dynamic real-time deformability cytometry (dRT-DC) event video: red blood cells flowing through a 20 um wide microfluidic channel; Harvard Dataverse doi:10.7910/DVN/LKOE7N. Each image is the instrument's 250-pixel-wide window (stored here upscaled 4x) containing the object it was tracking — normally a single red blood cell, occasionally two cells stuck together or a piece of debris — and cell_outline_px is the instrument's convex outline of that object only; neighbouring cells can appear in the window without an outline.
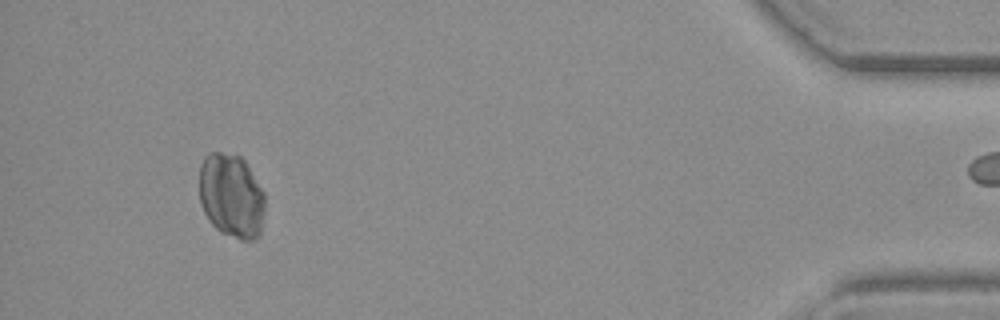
{"species": "common noctule bat (a hibernating species)", "species_latin": "Nyctalus noctula", "temperature_condition": "warm", "stored_images_in_passage": 48, "camera_frame_rate_fps": 3000, "um_per_image_px": 0.085, "animal": {"sex": "female", "body_mass_g": 19.3, "forearm_length_mm": 54.1}, "frame": {"image": 1, "passage_image": 47, "time_ms": 15.333, "image_size_px": [1000, 320], "cell_outline_px": [[264, 212], [260, 236], [256, 240], [240, 240], [220, 232], [208, 220], [200, 204], [200, 164], [204, 156], [208, 152], [220, 152], [240, 156], [244, 160], [264, 192]], "centroid_in_image_um": [19.66, 16.66], "position_along_channel_um": 415.5, "area_um2": 32.54}}